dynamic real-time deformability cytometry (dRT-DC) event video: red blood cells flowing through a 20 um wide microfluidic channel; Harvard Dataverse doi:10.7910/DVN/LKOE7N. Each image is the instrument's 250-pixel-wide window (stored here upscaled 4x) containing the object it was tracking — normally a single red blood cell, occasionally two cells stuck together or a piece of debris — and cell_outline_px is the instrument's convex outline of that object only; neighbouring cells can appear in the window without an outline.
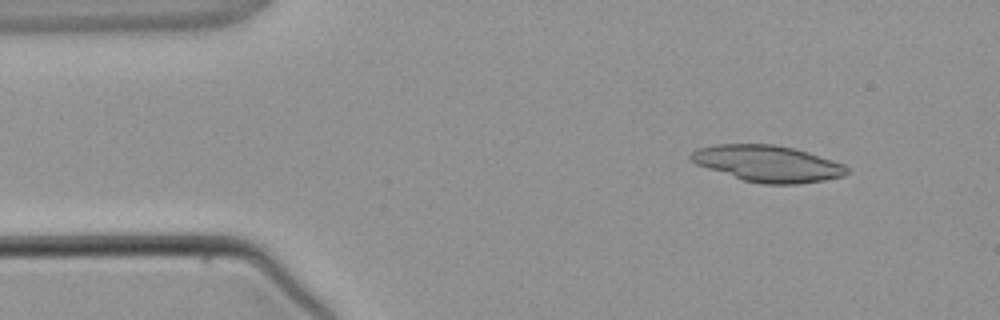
{"species": "common noctule bat (a hibernating species)", "species_latin": "Nyctalus noctula", "temperature_condition": "warm", "stored_images_in_passage": 3, "camera_frame_rate_fps": 3000, "um_per_image_px": 0.085, "animal": {"sex": "male", "body_mass_g": 21.5, "forearm_length_mm": 52.0}, "frame": {"image": 1, "passage_image": 2, "time_ms": 1.333, "image_size_px": [1000, 320], "cell_outline_px": [[848, 172], [844, 176], [824, 180], [796, 184], [764, 184], [744, 180], [696, 164], [688, 156], [696, 148], [716, 144], [772, 144], [792, 148], [808, 152], [844, 164], [848, 168]], "centroid_in_image_um": [65.25, 13.9], "position_along_channel_um": 19.7, "area_um2": 32.83}}